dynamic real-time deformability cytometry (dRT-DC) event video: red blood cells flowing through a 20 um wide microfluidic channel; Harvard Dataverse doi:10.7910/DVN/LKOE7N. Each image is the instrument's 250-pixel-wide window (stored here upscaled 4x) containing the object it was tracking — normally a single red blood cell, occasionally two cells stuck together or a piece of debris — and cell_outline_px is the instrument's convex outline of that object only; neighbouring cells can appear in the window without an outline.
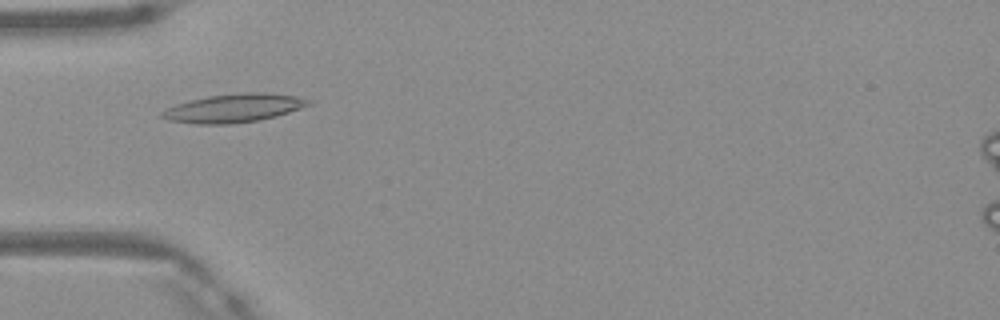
{"species": "Egyptian fruit bat (a non-hibernating species)", "species_latin": "Rousettus aegyptiacus", "temperature_condition": "warm", "stored_images_in_passage": 46, "camera_frame_rate_fps": 3000, "um_per_image_px": 0.085, "frame": {"image": 1, "passage_image": 13, "time_ms": 4.0, "image_size_px": [1000, 320], "cell_outline_px": [[312, 104], [276, 116], [260, 120], [228, 124], [192, 124], [168, 120], [160, 116], [160, 112], [176, 104], [208, 96], [244, 92], [264, 92], [296, 96], [312, 100]], "centroid_in_image_um": [19.88, 9.19], "position_along_channel_um": 65.1, "area_um2": 24.28}}
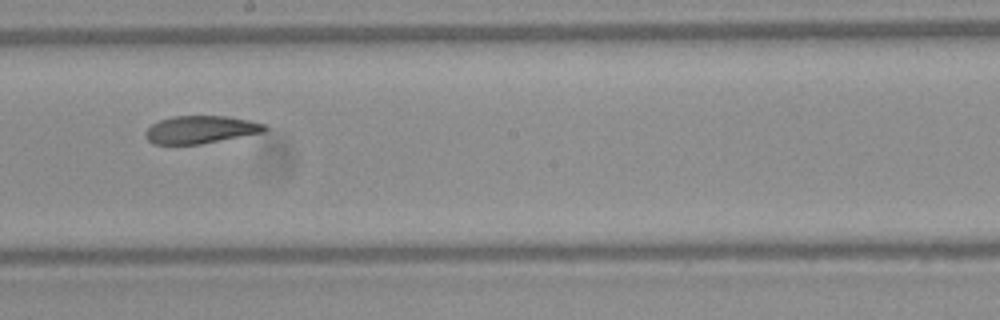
{"frame": {"image": 2, "passage_image": 25, "time_ms": 8.0, "image_size_px": [1000, 320], "cell_outline_px": [[268, 128], [264, 132], [200, 144], [152, 144], [144, 136], [144, 132], [152, 124], [160, 120], [172, 116], [228, 116], [252, 120], [264, 124]], "centroid_in_image_um": [17.05, 11.01], "position_along_channel_um": 231.2, "area_um2": 19.31}}
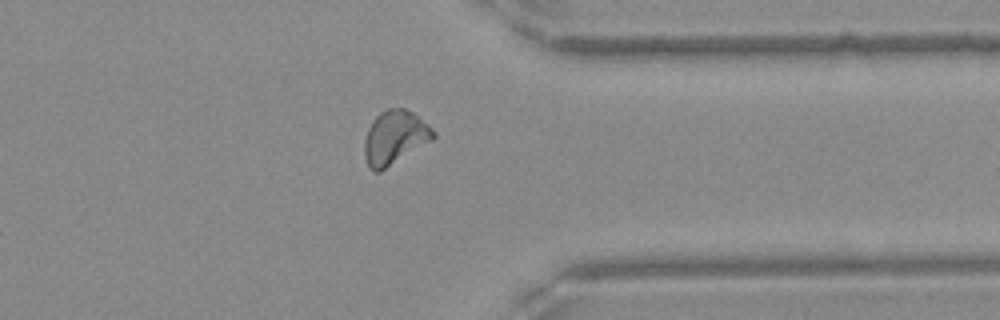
{"frame": {"image": 3, "passage_image": 36, "time_ms": 11.667, "image_size_px": [1000, 320], "cell_outline_px": [[436, 136], [432, 140], [380, 172], [372, 172], [368, 168], [364, 156], [364, 140], [368, 128], [372, 120], [380, 112], [388, 108], [404, 108], [412, 112], [428, 124], [436, 132]], "centroid_in_image_um": [33.53, 11.7], "position_along_channel_um": 377.9, "area_um2": 21.73}, "authors_computed_cell_mechanics": {"area_um2": 20.808, "velocity_mm_per_s": 4.1555, "shape_relaxation_time_tau1_ms": 5.5443, "shape_relaxation_time_tau2_ms": 2.8786, "deformation_change_tau1": 0.1798, "deformation_change_tau2": 0.1054}}